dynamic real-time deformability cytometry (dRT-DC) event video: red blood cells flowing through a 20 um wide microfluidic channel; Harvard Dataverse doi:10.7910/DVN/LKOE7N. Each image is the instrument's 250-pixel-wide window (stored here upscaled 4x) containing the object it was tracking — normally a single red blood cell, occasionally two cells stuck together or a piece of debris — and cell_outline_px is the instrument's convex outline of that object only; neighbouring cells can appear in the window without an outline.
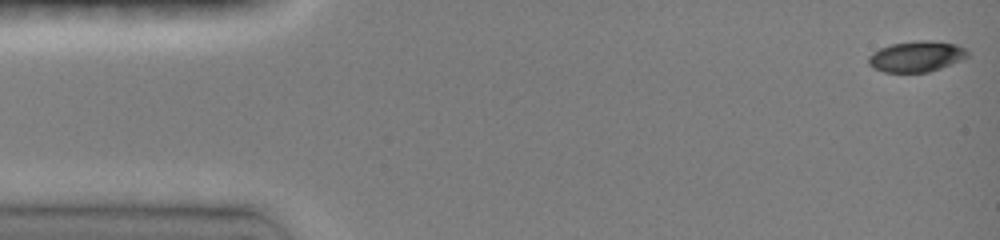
{"species": "common noctule bat (a hibernating species)", "species_latin": "Nyctalus noctula", "temperature_condition": "room temperature", "stored_images_in_passage": 7, "camera_frame_rate_fps": 3000, "um_per_image_px": 0.085, "animal": {"sex": "female", "body_mass_g": 19.0, "forearm_length_mm": 51.5}, "frame": {"image": 1, "passage_image": 1, "time_ms": 0.0, "image_size_px": [1000, 240], "cell_outline_px": [[968, 56], [960, 60], [940, 68], [928, 72], [884, 72], [872, 68], [868, 64], [868, 56], [872, 52], [880, 48], [892, 44], [920, 40], [928, 40], [956, 44], [964, 48], [968, 52]], "centroid_in_image_um": [77.86, 4.8], "position_along_channel_um": 7.1, "area_um2": 17.69}}